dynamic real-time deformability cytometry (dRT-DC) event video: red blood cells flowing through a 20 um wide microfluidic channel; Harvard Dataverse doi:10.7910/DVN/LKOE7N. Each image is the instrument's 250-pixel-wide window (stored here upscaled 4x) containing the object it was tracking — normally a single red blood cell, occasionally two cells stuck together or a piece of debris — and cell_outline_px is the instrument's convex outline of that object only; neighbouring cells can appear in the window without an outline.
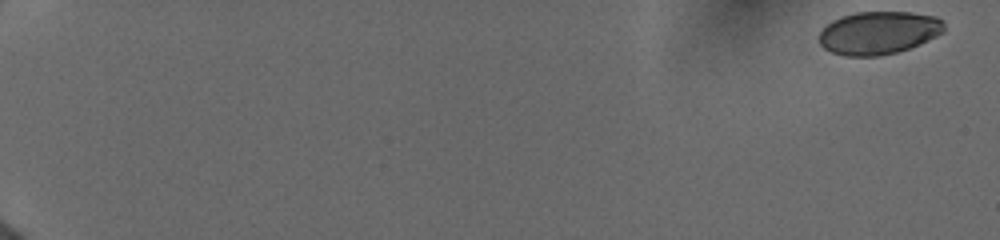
{"species": "human", "species_latin": "Homo sapiens", "temperature_condition": "cold", "stored_images_in_passage": 41, "camera_frame_rate_fps": 3000, "um_per_image_px": 0.085, "donor": {"sex": "female"}, "frame": {"image": 1, "passage_image": 1, "time_ms": 0.0, "image_size_px": [1000, 240], "cell_outline_px": [[944, 32], [920, 44], [896, 52], [880, 56], [844, 56], [832, 52], [824, 48], [820, 44], [820, 32], [832, 20], [856, 12], [912, 12], [936, 16], [944, 20]], "centroid_in_image_um": [74.71, 2.78], "position_along_channel_um": 10.3, "area_um2": 31.27}}
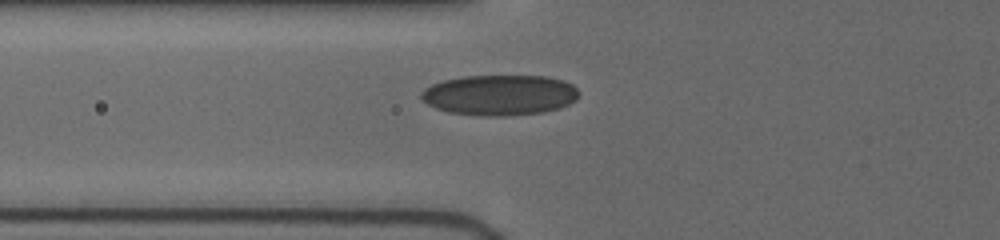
{"frame": {"image": 2, "passage_image": 22, "time_ms": 7.333, "image_size_px": [1000, 240], "cell_outline_px": [[580, 92], [576, 100], [560, 108], [544, 112], [504, 116], [480, 116], [448, 112], [436, 108], [428, 104], [420, 96], [420, 92], [424, 88], [432, 84], [444, 80], [464, 76], [544, 76], [564, 80], [572, 84]], "centroid_in_image_um": [42.48, 8.08], "position_along_channel_um": 83.3, "area_um2": 37.4}}
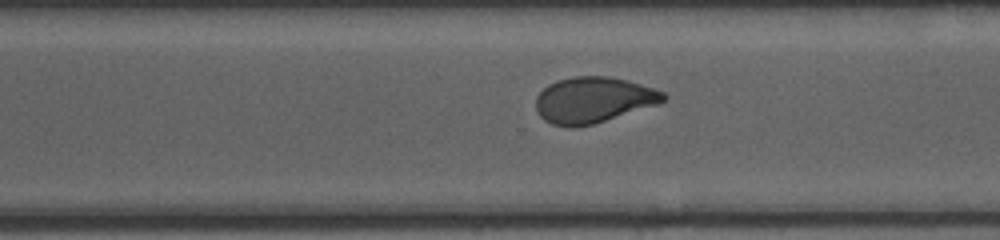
{"frame": {"image": 3, "passage_image": 39, "time_ms": 13.333, "image_size_px": [1000, 240], "cell_outline_px": [[668, 96], [664, 100], [656, 104], [592, 124], [572, 128], [568, 128], [552, 124], [544, 120], [536, 112], [536, 96], [548, 84], [556, 80], [572, 76], [608, 76], [640, 84], [664, 92]], "centroid_in_image_um": [50.36, 8.49], "position_along_channel_um": 320.2, "area_um2": 33.87}}